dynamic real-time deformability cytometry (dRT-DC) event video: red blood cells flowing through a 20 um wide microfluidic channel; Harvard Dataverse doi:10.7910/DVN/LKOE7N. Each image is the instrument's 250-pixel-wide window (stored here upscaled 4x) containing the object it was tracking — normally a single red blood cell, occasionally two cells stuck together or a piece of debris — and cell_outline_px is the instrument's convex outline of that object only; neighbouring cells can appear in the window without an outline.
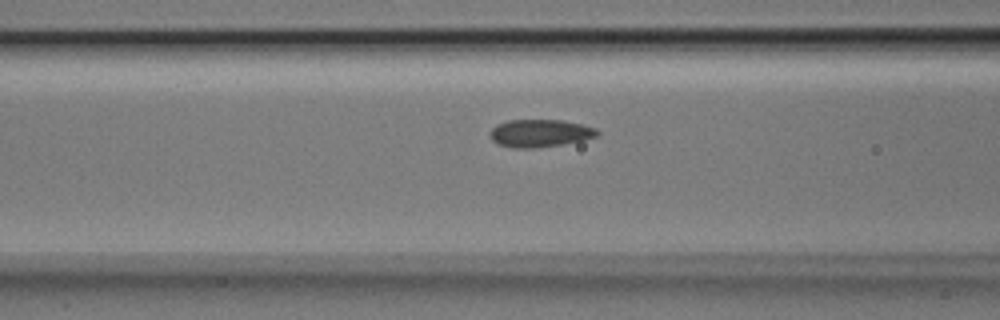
{"species": "Egyptian fruit bat (a non-hibernating species)", "species_latin": "Rousettus aegyptiacus", "temperature_condition": "room temperature", "stored_images_in_passage": 36, "camera_frame_rate_fps": 3000, "um_per_image_px": 0.085, "animal": {"sex": "male"}, "frame": {"image": 1, "passage_image": 10, "time_ms": 3.0, "image_size_px": [1000, 320], "cell_outline_px": [[600, 132], [596, 136], [584, 140], [560, 144], [532, 148], [512, 148], [496, 144], [492, 140], [492, 128], [496, 124], [508, 120], [564, 120], [596, 128]], "centroid_in_image_um": [45.89, 11.32], "position_along_channel_um": 120.7, "area_um2": 17.17}}
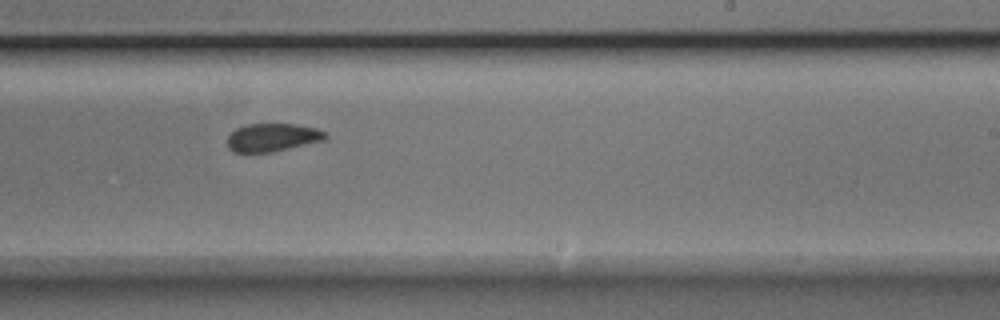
{"frame": {"image": 2, "passage_image": 21, "time_ms": 6.667, "image_size_px": [1000, 320], "cell_outline_px": [[328, 136], [324, 140], [272, 152], [232, 152], [228, 148], [228, 136], [236, 128], [248, 124], [292, 124], [316, 128], [328, 132]], "centroid_in_image_um": [23.17, 11.68], "position_along_channel_um": 265.8, "area_um2": 16.01}}
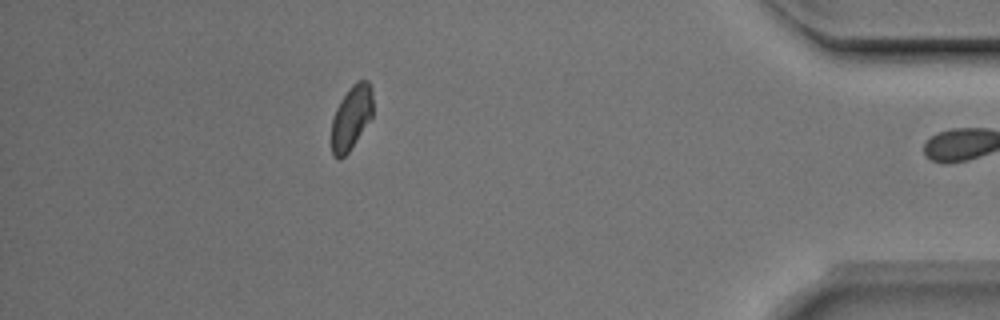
{"frame": {"image": 3, "passage_image": 35, "time_ms": 11.333, "image_size_px": [1000, 320], "cell_outline_px": [[372, 116], [348, 152], [344, 156], [336, 156], [332, 152], [332, 120], [336, 108], [340, 100], [348, 88], [356, 80], [368, 80], [372, 92]], "centroid_in_image_um": [29.86, 9.91], "position_along_channel_um": 405.3, "area_um2": 15.14}, "authors_computed_cell_mechanics": {"area_um2": 17.0799, "velocity_mm_per_s": 3.9695, "shape_relaxation_time_tau1_ms": 3.0713, "shape_relaxation_time_tau2_ms": 1.2458, "deformation_change_tau1": 0.0841, "deformation_change_tau2": 0.0494}}